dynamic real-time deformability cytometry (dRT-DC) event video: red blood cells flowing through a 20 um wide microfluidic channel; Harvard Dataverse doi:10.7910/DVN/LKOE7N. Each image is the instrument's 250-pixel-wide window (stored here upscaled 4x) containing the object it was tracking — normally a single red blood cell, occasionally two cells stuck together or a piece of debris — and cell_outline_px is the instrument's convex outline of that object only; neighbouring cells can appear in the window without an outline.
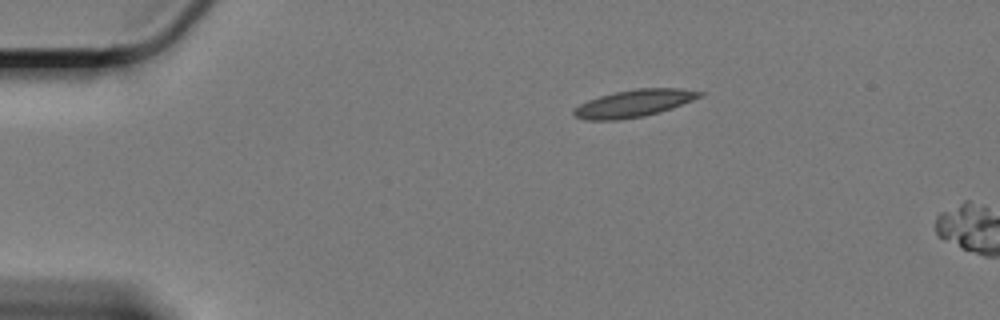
{"species": "Egyptian fruit bat (a non-hibernating species)", "species_latin": "Rousettus aegyptiacus", "temperature_condition": "cold", "stored_images_in_passage": 8, "camera_frame_rate_fps": 3000, "um_per_image_px": 0.085, "animal": {"sex": "female"}, "frame": {"image": 1, "passage_image": 1, "time_ms": 0.0, "image_size_px": [1000, 320], "cell_outline_px": [[704, 92], [700, 96], [692, 100], [672, 108], [644, 116], [616, 120], [588, 120], [572, 116], [572, 108], [588, 100], [600, 96], [616, 92], [636, 88], [684, 88]], "centroid_in_image_um": [53.84, 8.78], "position_along_channel_um": 31.2, "area_um2": 19.94}}